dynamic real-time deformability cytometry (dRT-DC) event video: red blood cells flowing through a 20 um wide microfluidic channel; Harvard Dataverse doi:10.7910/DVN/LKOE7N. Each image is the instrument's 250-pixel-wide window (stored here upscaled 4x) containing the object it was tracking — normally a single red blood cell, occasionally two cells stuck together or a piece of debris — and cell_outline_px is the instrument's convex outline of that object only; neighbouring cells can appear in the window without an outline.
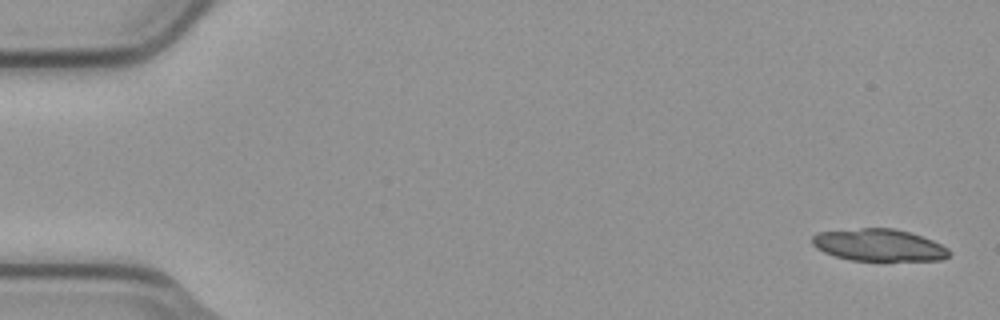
{"species": "common noctule bat (a hibernating species)", "species_latin": "Nyctalus noctula", "temperature_condition": "cold", "stored_images_in_passage": 6, "camera_frame_rate_fps": 3000, "um_per_image_px": 0.085, "animal": {"sex": "male", "body_mass_g": 23.1, "forearm_length_mm": 52.7}, "frame": {"image": 1, "passage_image": 1, "time_ms": 0.0, "image_size_px": [1000, 320], "cell_outline_px": [[948, 256], [940, 260], [852, 260], [836, 256], [824, 252], [816, 248], [812, 244], [812, 236], [816, 232], [860, 228], [892, 228], [908, 232], [932, 240], [948, 248]], "centroid_in_image_um": [74.65, 20.82], "position_along_channel_um": 10.3, "area_um2": 25.32}}
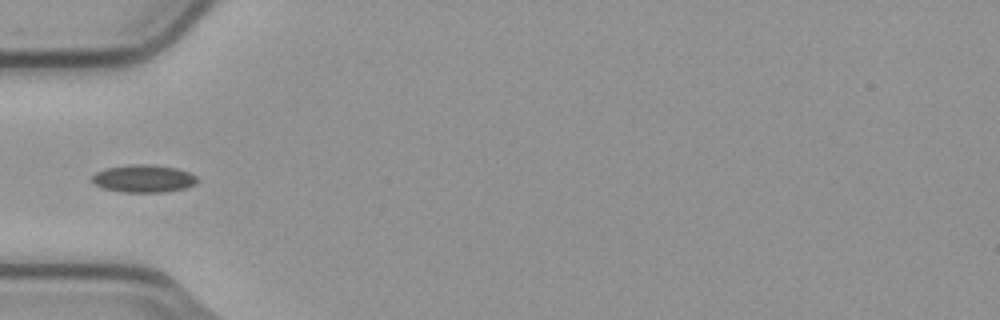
{"frame": {"image": 2, "passage_image": 6, "time_ms": 1.667, "image_size_px": [1000, 320], "cell_outline_px": [[200, 180], [196, 184], [184, 188], [164, 192], [124, 192], [104, 188], [96, 184], [92, 180], [92, 176], [96, 172], [104, 168], [128, 164], [152, 164], [176, 168], [188, 172], [196, 176]], "centroid_in_image_um": [12.22, 15.16], "position_along_channel_um": 72.8, "area_um2": 16.99}}